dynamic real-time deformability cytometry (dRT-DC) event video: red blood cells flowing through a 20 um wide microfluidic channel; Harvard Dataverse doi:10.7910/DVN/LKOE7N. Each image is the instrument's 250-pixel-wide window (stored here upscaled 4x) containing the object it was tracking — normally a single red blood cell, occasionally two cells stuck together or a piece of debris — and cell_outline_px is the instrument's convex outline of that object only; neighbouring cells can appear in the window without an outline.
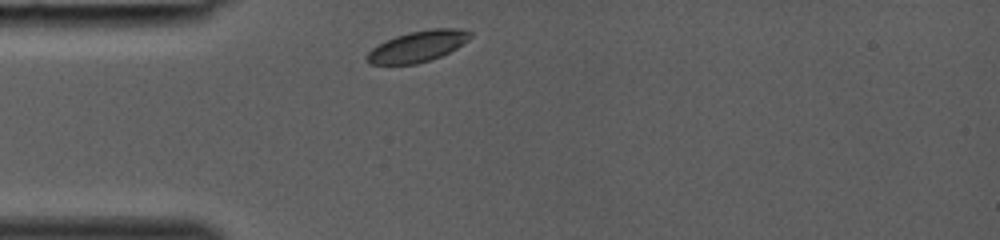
{"species": "common noctule bat (a hibernating species)", "species_latin": "Nyctalus noctula", "temperature_condition": "room temperature", "stored_images_in_passage": 25, "camera_frame_rate_fps": 3000, "um_per_image_px": 0.085, "animal": {"sex": "female", "body_mass_g": 19.0, "forearm_length_mm": 53.3}, "frame": {"image": 1, "passage_image": 1, "time_ms": 0.0, "image_size_px": [1000, 240], "cell_outline_px": [[472, 36], [468, 40], [456, 48], [440, 56], [416, 64], [368, 64], [364, 60], [364, 56], [372, 48], [396, 36], [408, 32], [432, 28], [456, 28], [472, 32]], "centroid_in_image_um": [35.48, 3.94], "position_along_channel_um": 49.5, "area_um2": 18.55}}
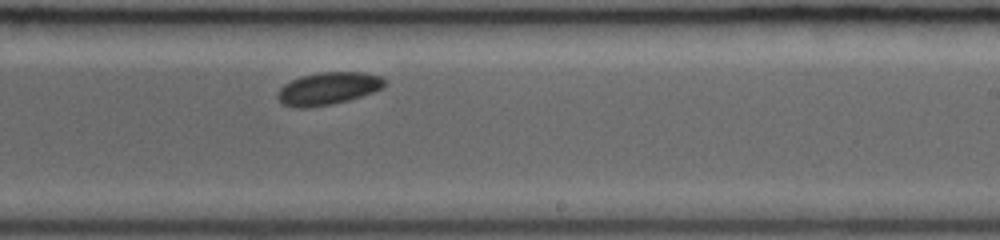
{"frame": {"image": 2, "passage_image": 15, "time_ms": 4.667, "image_size_px": [1000, 240], "cell_outline_px": [[388, 80], [380, 88], [372, 92], [348, 100], [332, 104], [304, 108], [300, 108], [284, 104], [276, 96], [280, 88], [284, 84], [300, 76], [320, 72], [364, 72], [380, 76]], "centroid_in_image_um": [27.89, 7.51], "position_along_channel_um": 261.1, "area_um2": 20.06}}
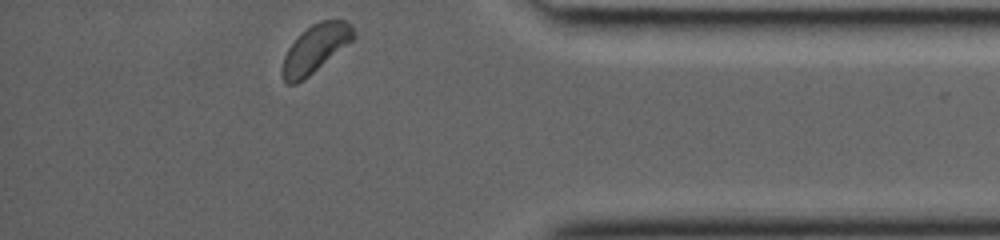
{"frame": {"image": 3, "passage_image": 25, "time_ms": 8.0, "image_size_px": [1000, 240], "cell_outline_px": [[356, 36], [352, 40], [308, 76], [296, 84], [288, 84], [284, 80], [280, 72], [284, 56], [288, 48], [312, 24], [320, 20], [344, 20], [356, 32]], "centroid_in_image_um": [26.78, 4.14], "position_along_channel_um": 408.4, "area_um2": 19.31}}